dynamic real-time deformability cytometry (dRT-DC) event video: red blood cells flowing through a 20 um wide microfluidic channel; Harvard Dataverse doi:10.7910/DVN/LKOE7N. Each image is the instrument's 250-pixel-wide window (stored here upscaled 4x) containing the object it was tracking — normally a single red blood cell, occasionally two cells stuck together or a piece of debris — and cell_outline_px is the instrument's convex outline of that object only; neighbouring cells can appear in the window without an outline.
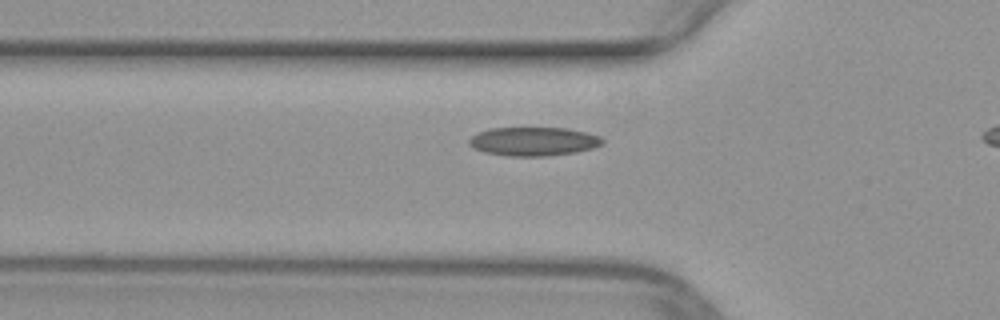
{"species": "common noctule bat (a hibernating species)", "species_latin": "Nyctalus noctula", "temperature_condition": "warm", "stored_images_in_passage": 33, "camera_frame_rate_fps": 3000, "um_per_image_px": 0.085, "animal": {"sex": "female", "body_mass_g": 29.2, "forearm_length_mm": 56.3}, "frame": {"image": 1, "passage_image": 9, "time_ms": 2.667, "image_size_px": [1000, 320], "cell_outline_px": [[604, 144], [592, 148], [576, 152], [544, 156], [508, 156], [484, 152], [468, 144], [468, 140], [472, 136], [488, 128], [568, 128], [600, 136], [604, 140]], "centroid_in_image_um": [45.36, 12.02], "position_along_channel_um": 80.4, "area_um2": 22.25}}
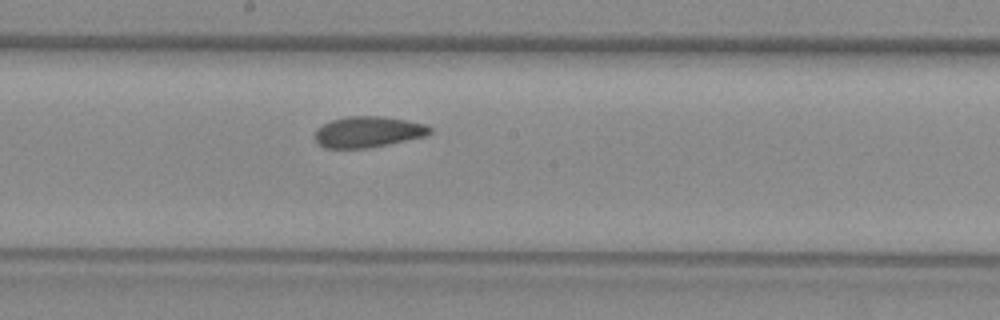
{"frame": {"image": 2, "passage_image": 19, "time_ms": 6.0, "image_size_px": [1000, 320], "cell_outline_px": [[432, 132], [424, 136], [388, 144], [364, 148], [324, 148], [316, 140], [316, 128], [332, 120], [348, 116], [384, 116], [408, 120], [424, 124], [432, 128]], "centroid_in_image_um": [31.29, 11.2], "position_along_channel_um": 216.9, "area_um2": 20.58}}
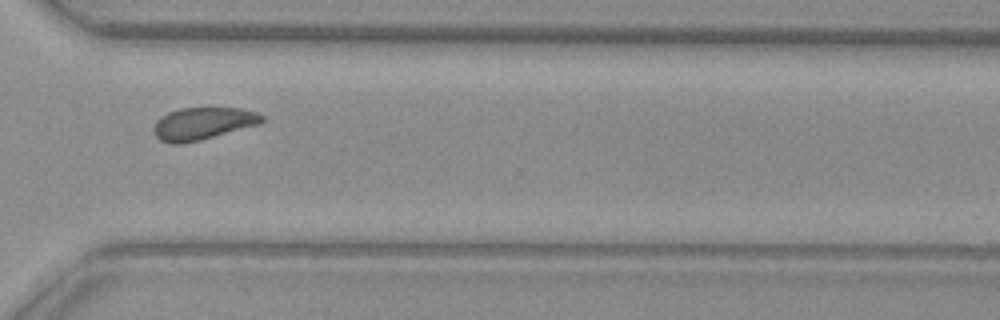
{"frame": {"image": 3, "passage_image": 29, "time_ms": 9.333, "image_size_px": [1000, 320], "cell_outline_px": [[264, 120], [260, 124], [200, 140], [184, 144], [168, 144], [160, 140], [156, 136], [152, 128], [156, 120], [160, 116], [168, 112], [180, 108], [240, 108], [256, 112], [264, 116]], "centroid_in_image_um": [17.21, 10.51], "position_along_channel_um": 353.4, "area_um2": 20.58}}